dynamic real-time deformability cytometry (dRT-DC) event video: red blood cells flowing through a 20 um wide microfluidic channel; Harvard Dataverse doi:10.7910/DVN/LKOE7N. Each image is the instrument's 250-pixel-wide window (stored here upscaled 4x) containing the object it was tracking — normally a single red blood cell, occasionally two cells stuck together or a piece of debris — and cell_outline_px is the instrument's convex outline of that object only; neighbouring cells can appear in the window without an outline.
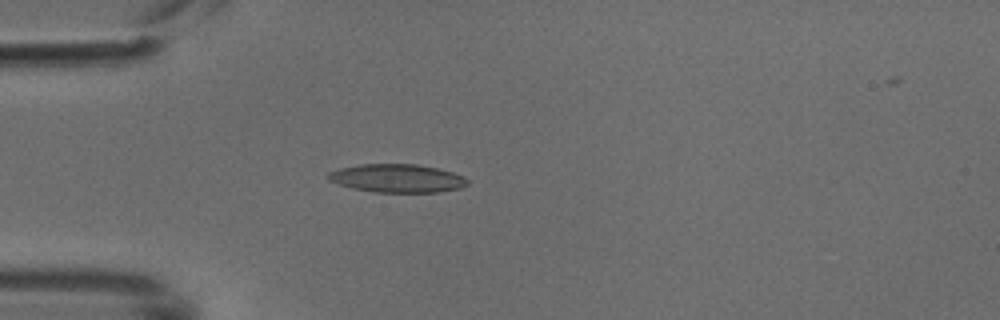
{"species": "common noctule bat (a hibernating species)", "species_latin": "Nyctalus noctula", "temperature_condition": "cold", "stored_images_in_passage": 4, "camera_frame_rate_fps": 3000, "um_per_image_px": 0.085, "animal": {"sex": "male", "body_mass_g": 18.8}, "frame": {"image": 1, "passage_image": 4, "time_ms": 1.0, "image_size_px": [1000, 320], "cell_outline_px": [[468, 184], [460, 188], [436, 192], [372, 192], [352, 188], [328, 180], [324, 176], [328, 172], [340, 168], [360, 164], [416, 164], [436, 168], [452, 172], [464, 176], [468, 180]], "centroid_in_image_um": [33.72, 15.15], "position_along_channel_um": 51.3, "area_um2": 23.0}}